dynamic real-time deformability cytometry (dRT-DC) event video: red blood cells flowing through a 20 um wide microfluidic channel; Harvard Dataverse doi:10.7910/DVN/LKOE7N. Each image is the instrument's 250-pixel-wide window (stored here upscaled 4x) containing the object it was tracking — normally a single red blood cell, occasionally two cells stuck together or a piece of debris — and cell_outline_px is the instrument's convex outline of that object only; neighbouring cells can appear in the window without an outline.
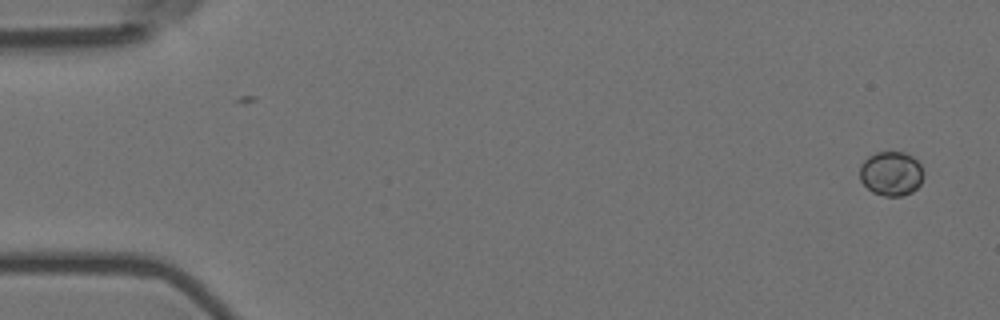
{"species": "Egyptian fruit bat (a non-hibernating species)", "species_latin": "Rousettus aegyptiacus", "temperature_condition": "room temperature", "stored_images_in_passage": 2, "camera_frame_rate_fps": 3000, "um_per_image_px": 0.085, "animal": {"sex": "female"}, "frame": {"image": 1, "passage_image": 2, "time_ms": 0.333, "image_size_px": [1000, 320], "cell_outline_px": [[924, 176], [920, 184], [912, 192], [900, 196], [884, 196], [872, 192], [860, 180], [860, 164], [868, 156], [876, 152], [904, 152], [912, 156], [920, 164], [924, 172]], "centroid_in_image_um": [75.75, 14.75], "position_along_channel_um": 9.2, "area_um2": 16.59}}